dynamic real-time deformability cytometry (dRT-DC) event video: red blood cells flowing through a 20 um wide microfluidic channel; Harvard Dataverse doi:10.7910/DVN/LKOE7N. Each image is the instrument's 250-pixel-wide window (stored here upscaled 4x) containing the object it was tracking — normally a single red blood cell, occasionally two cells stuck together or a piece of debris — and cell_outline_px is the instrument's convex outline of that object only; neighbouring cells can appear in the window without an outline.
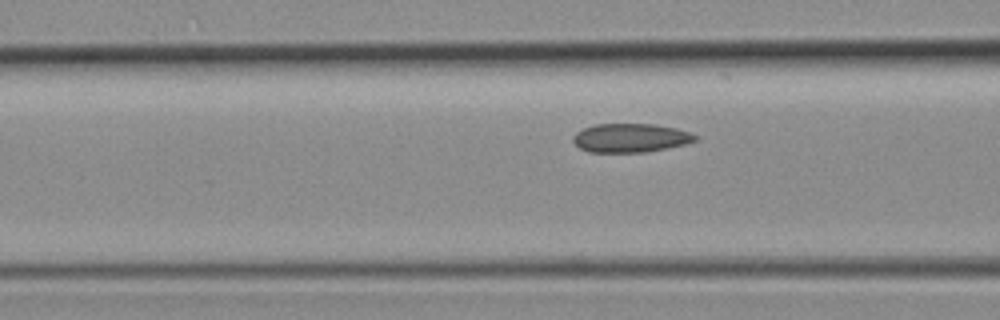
{"species": "common noctule bat (a hibernating species)", "species_latin": "Nyctalus noctula", "temperature_condition": "room temperature", "stored_images_in_passage": 3, "camera_frame_rate_fps": 3000, "um_per_image_px": 0.085, "animal": {"sex": "female", "body_mass_g": 19.3, "forearm_length_mm": 54.1}, "frame": {"image": 1, "passage_image": 3, "time_ms": 0.667, "image_size_px": [1000, 320], "cell_outline_px": [[700, 136], [696, 140], [684, 144], [644, 152], [588, 152], [580, 148], [572, 140], [572, 136], [576, 132], [584, 128], [596, 124], [652, 124], [676, 128]], "centroid_in_image_um": [53.57, 11.72], "position_along_channel_um": 113.0, "area_um2": 20.35}}